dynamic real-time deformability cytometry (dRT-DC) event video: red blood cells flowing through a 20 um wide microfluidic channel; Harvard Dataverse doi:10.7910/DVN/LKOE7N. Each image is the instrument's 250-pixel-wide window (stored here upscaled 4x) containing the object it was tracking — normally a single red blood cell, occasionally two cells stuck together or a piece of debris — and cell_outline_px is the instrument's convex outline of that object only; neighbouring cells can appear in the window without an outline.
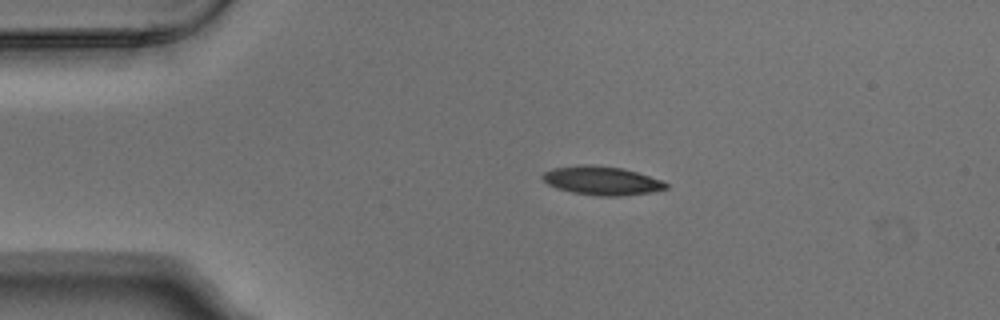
{"species": "Egyptian fruit bat (a non-hibernating species)", "species_latin": "Rousettus aegyptiacus", "temperature_condition": "warm", "stored_images_in_passage": 3, "segment_of_instrument_passage": [1, 2], "camera_frame_rate_fps": 3000, "um_per_image_px": 0.085, "animal": {"sex": "male"}, "frame": {"image": 1, "passage_image": 1, "time_ms": 0.0, "image_size_px": [1000, 320], "cell_outline_px": [[668, 188], [652, 192], [620, 196], [596, 196], [572, 192], [556, 188], [548, 184], [540, 176], [544, 172], [552, 168], [584, 164], [592, 164], [624, 168], [660, 180], [668, 184]], "centroid_in_image_um": [51.12, 15.35], "position_along_channel_um": 33.9, "area_um2": 20.69}}